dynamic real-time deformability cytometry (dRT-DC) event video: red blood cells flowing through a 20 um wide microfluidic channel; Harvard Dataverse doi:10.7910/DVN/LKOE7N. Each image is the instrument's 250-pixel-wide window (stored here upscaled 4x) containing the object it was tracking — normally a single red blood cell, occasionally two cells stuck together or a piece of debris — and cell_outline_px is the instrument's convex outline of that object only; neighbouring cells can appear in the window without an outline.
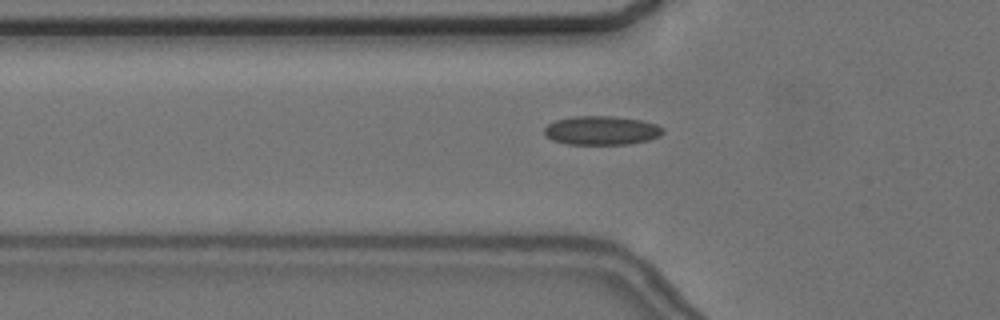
{"species": "common noctule bat (a hibernating species)", "species_latin": "Nyctalus noctula", "temperature_condition": "cold", "stored_images_in_passage": 56, "camera_frame_rate_fps": 3000, "um_per_image_px": 0.085, "animal": {"sex": "female", "body_mass_g": 24.6, "forearm_length_mm": 56.2}, "frame": {"image": 1, "passage_image": 19, "time_ms": 6.0, "image_size_px": [1000, 320], "cell_outline_px": [[664, 132], [660, 136], [648, 140], [628, 144], [568, 144], [552, 140], [544, 136], [544, 128], [548, 124], [556, 120], [572, 116], [612, 116], [640, 120], [656, 124], [664, 128]], "centroid_in_image_um": [51.11, 11.09], "position_along_channel_um": 74.7, "area_um2": 20.06}}
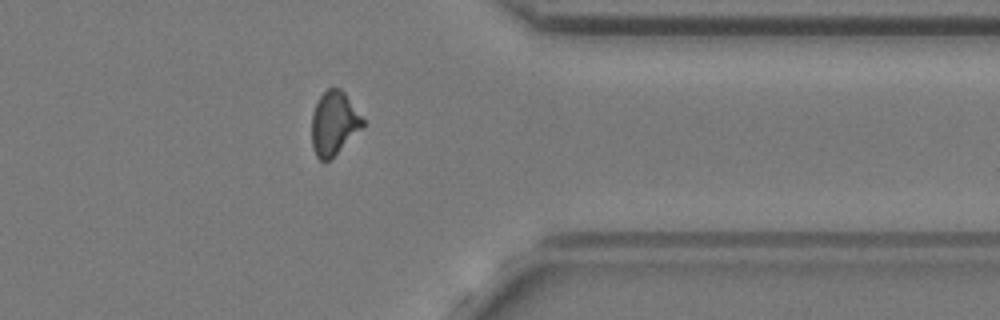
{"frame": {"image": 2, "passage_image": 45, "time_ms": 14.667, "image_size_px": [1000, 320], "cell_outline_px": [[364, 128], [324, 164], [316, 156], [312, 144], [312, 112], [320, 96], [328, 88], [340, 88], [344, 92], [364, 120]], "centroid_in_image_um": [28.39, 10.5], "position_along_channel_um": 383.0, "area_um2": 18.9}}
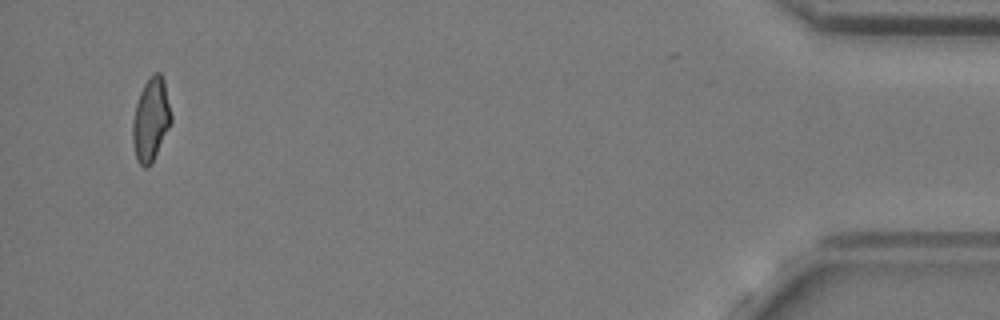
{"frame": {"image": 3, "passage_image": 54, "time_ms": 17.667, "image_size_px": [1000, 320], "cell_outline_px": [[172, 120], [152, 164], [148, 168], [144, 168], [136, 160], [132, 140], [132, 124], [136, 104], [140, 92], [144, 84], [152, 72], [160, 72], [164, 80], [172, 116]], "centroid_in_image_um": [12.82, 10.17], "position_along_channel_um": 422.4, "area_um2": 18.79}, "authors_computed_cell_mechanics": {"area_um2": 19.074, "velocity_mm_per_s": 3.6624, "shape_relaxation_time_tau1_ms": null, "shape_relaxation_time_tau2_ms": 1.707, "deformation_change_tau1": null, "deformation_change_tau2": 0.0776}}